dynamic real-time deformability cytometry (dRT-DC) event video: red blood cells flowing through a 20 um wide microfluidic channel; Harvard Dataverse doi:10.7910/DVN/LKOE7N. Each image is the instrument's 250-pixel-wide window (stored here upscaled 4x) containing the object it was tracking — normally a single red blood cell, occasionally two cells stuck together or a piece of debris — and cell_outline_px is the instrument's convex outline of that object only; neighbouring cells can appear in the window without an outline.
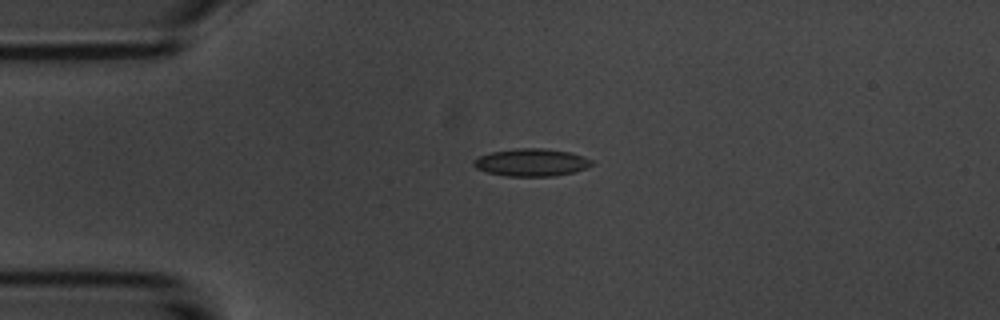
{"species": "common noctule bat (a hibernating species)", "species_latin": "Nyctalus noctula", "temperature_condition": "room temperature", "stored_images_in_passage": 3, "camera_frame_rate_fps": 3000, "um_per_image_px": 0.085, "animal": {"sex": "male", "body_mass_g": 20.1, "forearm_length_mm": 53.5}, "frame": {"image": 1, "passage_image": 2, "time_ms": 2.0, "image_size_px": [1000, 320], "cell_outline_px": [[592, 164], [576, 172], [556, 176], [508, 176], [484, 172], [476, 168], [472, 164], [472, 160], [480, 156], [492, 152], [516, 148], [544, 148], [568, 152], [592, 160]], "centroid_in_image_um": [45.12, 13.81], "position_along_channel_um": 39.9, "area_um2": 18.9}}